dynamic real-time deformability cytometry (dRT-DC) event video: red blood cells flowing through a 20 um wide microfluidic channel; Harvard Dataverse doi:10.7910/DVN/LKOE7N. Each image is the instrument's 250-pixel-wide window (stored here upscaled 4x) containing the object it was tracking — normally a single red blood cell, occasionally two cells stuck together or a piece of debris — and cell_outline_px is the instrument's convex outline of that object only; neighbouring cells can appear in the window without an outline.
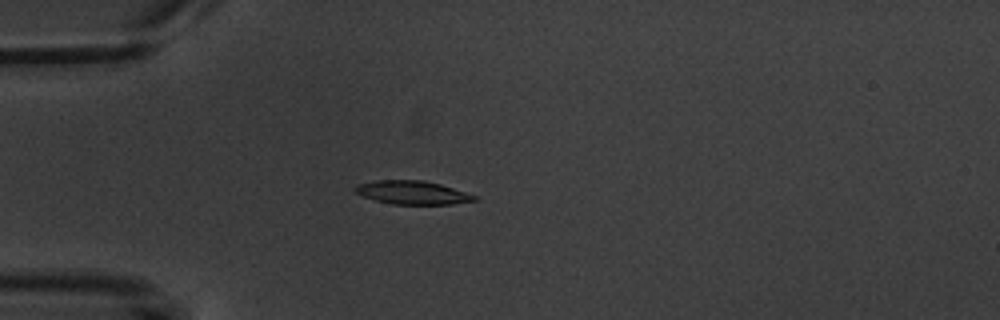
{"species": "common noctule bat (a hibernating species)", "species_latin": "Nyctalus noctula", "temperature_condition": "warm", "stored_images_in_passage": 4, "camera_frame_rate_fps": 3000, "um_per_image_px": 0.085, "animal": {"sex": "male", "body_mass_g": 20.1, "forearm_length_mm": 53.5}, "frame": {"image": 1, "passage_image": 4, "time_ms": 3.333, "image_size_px": [1000, 320], "cell_outline_px": [[476, 200], [452, 204], [392, 204], [376, 200], [364, 196], [356, 192], [352, 188], [356, 184], [376, 180], [424, 180], [440, 184], [476, 196]], "centroid_in_image_um": [35.0, 16.36], "position_along_channel_um": 50.0, "area_um2": 16.13}}